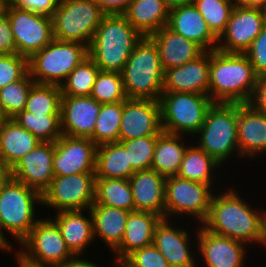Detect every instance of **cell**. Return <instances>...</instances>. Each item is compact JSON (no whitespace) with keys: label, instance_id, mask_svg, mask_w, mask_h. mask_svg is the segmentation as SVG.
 Here are the masks:
<instances>
[{"label":"cell","instance_id":"54","mask_svg":"<svg viewBox=\"0 0 266 267\" xmlns=\"http://www.w3.org/2000/svg\"><path fill=\"white\" fill-rule=\"evenodd\" d=\"M164 2L169 9H172L177 6H182L185 4H192L194 0H164Z\"/></svg>","mask_w":266,"mask_h":267},{"label":"cell","instance_id":"2","mask_svg":"<svg viewBox=\"0 0 266 267\" xmlns=\"http://www.w3.org/2000/svg\"><path fill=\"white\" fill-rule=\"evenodd\" d=\"M209 97L214 103H249L258 80L245 53L210 51Z\"/></svg>","mask_w":266,"mask_h":267},{"label":"cell","instance_id":"35","mask_svg":"<svg viewBox=\"0 0 266 267\" xmlns=\"http://www.w3.org/2000/svg\"><path fill=\"white\" fill-rule=\"evenodd\" d=\"M61 97L60 86L34 83L26 100L24 111L35 115H60Z\"/></svg>","mask_w":266,"mask_h":267},{"label":"cell","instance_id":"14","mask_svg":"<svg viewBox=\"0 0 266 267\" xmlns=\"http://www.w3.org/2000/svg\"><path fill=\"white\" fill-rule=\"evenodd\" d=\"M266 25V11L235 6L216 49L226 53H245Z\"/></svg>","mask_w":266,"mask_h":267},{"label":"cell","instance_id":"13","mask_svg":"<svg viewBox=\"0 0 266 267\" xmlns=\"http://www.w3.org/2000/svg\"><path fill=\"white\" fill-rule=\"evenodd\" d=\"M5 13L9 18L18 55L29 59L54 39L51 16L19 9L13 5L6 6Z\"/></svg>","mask_w":266,"mask_h":267},{"label":"cell","instance_id":"20","mask_svg":"<svg viewBox=\"0 0 266 267\" xmlns=\"http://www.w3.org/2000/svg\"><path fill=\"white\" fill-rule=\"evenodd\" d=\"M100 109L101 103L90 96H62L60 109L62 135L92 140Z\"/></svg>","mask_w":266,"mask_h":267},{"label":"cell","instance_id":"18","mask_svg":"<svg viewBox=\"0 0 266 267\" xmlns=\"http://www.w3.org/2000/svg\"><path fill=\"white\" fill-rule=\"evenodd\" d=\"M172 221L162 218L157 224L154 231V246L166 258L170 267H199V261L195 259L198 257L195 254H198L191 246V241L195 242L192 240L194 236H191L184 226L177 227Z\"/></svg>","mask_w":266,"mask_h":267},{"label":"cell","instance_id":"22","mask_svg":"<svg viewBox=\"0 0 266 267\" xmlns=\"http://www.w3.org/2000/svg\"><path fill=\"white\" fill-rule=\"evenodd\" d=\"M237 140L241 159L254 161L266 155V114L248 103H237Z\"/></svg>","mask_w":266,"mask_h":267},{"label":"cell","instance_id":"3","mask_svg":"<svg viewBox=\"0 0 266 267\" xmlns=\"http://www.w3.org/2000/svg\"><path fill=\"white\" fill-rule=\"evenodd\" d=\"M142 38L124 15H104L88 48V55L100 71L121 73Z\"/></svg>","mask_w":266,"mask_h":267},{"label":"cell","instance_id":"32","mask_svg":"<svg viewBox=\"0 0 266 267\" xmlns=\"http://www.w3.org/2000/svg\"><path fill=\"white\" fill-rule=\"evenodd\" d=\"M134 173L129 162V151L120 142L97 146L95 178L129 179Z\"/></svg>","mask_w":266,"mask_h":267},{"label":"cell","instance_id":"29","mask_svg":"<svg viewBox=\"0 0 266 267\" xmlns=\"http://www.w3.org/2000/svg\"><path fill=\"white\" fill-rule=\"evenodd\" d=\"M41 141L21 127L13 118L0 128V165L12 169L14 165Z\"/></svg>","mask_w":266,"mask_h":267},{"label":"cell","instance_id":"28","mask_svg":"<svg viewBox=\"0 0 266 267\" xmlns=\"http://www.w3.org/2000/svg\"><path fill=\"white\" fill-rule=\"evenodd\" d=\"M94 239H101L110 252H114L123 241L125 225L130 211L105 205H92Z\"/></svg>","mask_w":266,"mask_h":267},{"label":"cell","instance_id":"52","mask_svg":"<svg viewBox=\"0 0 266 267\" xmlns=\"http://www.w3.org/2000/svg\"><path fill=\"white\" fill-rule=\"evenodd\" d=\"M10 178H11V169L3 165H0V192L3 186L8 182Z\"/></svg>","mask_w":266,"mask_h":267},{"label":"cell","instance_id":"19","mask_svg":"<svg viewBox=\"0 0 266 267\" xmlns=\"http://www.w3.org/2000/svg\"><path fill=\"white\" fill-rule=\"evenodd\" d=\"M54 142H41L11 169V178L41 195L49 187L53 173Z\"/></svg>","mask_w":266,"mask_h":267},{"label":"cell","instance_id":"48","mask_svg":"<svg viewBox=\"0 0 266 267\" xmlns=\"http://www.w3.org/2000/svg\"><path fill=\"white\" fill-rule=\"evenodd\" d=\"M256 111L266 114V76L257 80L249 103Z\"/></svg>","mask_w":266,"mask_h":267},{"label":"cell","instance_id":"33","mask_svg":"<svg viewBox=\"0 0 266 267\" xmlns=\"http://www.w3.org/2000/svg\"><path fill=\"white\" fill-rule=\"evenodd\" d=\"M189 141L190 144L184 153L183 160L176 176L182 179L208 184L213 187L217 180L215 179L217 176L215 172L218 171L217 169H220L222 165L212 156L200 149L194 143L195 141L190 139Z\"/></svg>","mask_w":266,"mask_h":267},{"label":"cell","instance_id":"37","mask_svg":"<svg viewBox=\"0 0 266 267\" xmlns=\"http://www.w3.org/2000/svg\"><path fill=\"white\" fill-rule=\"evenodd\" d=\"M123 101L101 104L96 120L92 141L97 145L118 142Z\"/></svg>","mask_w":266,"mask_h":267},{"label":"cell","instance_id":"44","mask_svg":"<svg viewBox=\"0 0 266 267\" xmlns=\"http://www.w3.org/2000/svg\"><path fill=\"white\" fill-rule=\"evenodd\" d=\"M125 259L133 267H170L154 244L134 250Z\"/></svg>","mask_w":266,"mask_h":267},{"label":"cell","instance_id":"40","mask_svg":"<svg viewBox=\"0 0 266 267\" xmlns=\"http://www.w3.org/2000/svg\"><path fill=\"white\" fill-rule=\"evenodd\" d=\"M193 4L201 13L211 32L219 38L225 31L235 7L233 0H194Z\"/></svg>","mask_w":266,"mask_h":267},{"label":"cell","instance_id":"38","mask_svg":"<svg viewBox=\"0 0 266 267\" xmlns=\"http://www.w3.org/2000/svg\"><path fill=\"white\" fill-rule=\"evenodd\" d=\"M13 119L41 142H55L62 136L60 115H35L23 110Z\"/></svg>","mask_w":266,"mask_h":267},{"label":"cell","instance_id":"30","mask_svg":"<svg viewBox=\"0 0 266 267\" xmlns=\"http://www.w3.org/2000/svg\"><path fill=\"white\" fill-rule=\"evenodd\" d=\"M169 10L164 0H132L123 15L143 37H150L168 24Z\"/></svg>","mask_w":266,"mask_h":267},{"label":"cell","instance_id":"23","mask_svg":"<svg viewBox=\"0 0 266 267\" xmlns=\"http://www.w3.org/2000/svg\"><path fill=\"white\" fill-rule=\"evenodd\" d=\"M84 211L87 213L85 214ZM54 215L55 217L52 216L50 219L58 226L70 251L77 258L83 257L87 247L95 241L90 209L65 210L56 212Z\"/></svg>","mask_w":266,"mask_h":267},{"label":"cell","instance_id":"16","mask_svg":"<svg viewBox=\"0 0 266 267\" xmlns=\"http://www.w3.org/2000/svg\"><path fill=\"white\" fill-rule=\"evenodd\" d=\"M96 149L90 138L62 135L54 142V176L95 173Z\"/></svg>","mask_w":266,"mask_h":267},{"label":"cell","instance_id":"7","mask_svg":"<svg viewBox=\"0 0 266 267\" xmlns=\"http://www.w3.org/2000/svg\"><path fill=\"white\" fill-rule=\"evenodd\" d=\"M87 55L85 45L54 38L28 59L29 73L35 83L61 86Z\"/></svg>","mask_w":266,"mask_h":267},{"label":"cell","instance_id":"5","mask_svg":"<svg viewBox=\"0 0 266 267\" xmlns=\"http://www.w3.org/2000/svg\"><path fill=\"white\" fill-rule=\"evenodd\" d=\"M164 72L155 42L150 37H143L121 72L127 98L159 101Z\"/></svg>","mask_w":266,"mask_h":267},{"label":"cell","instance_id":"55","mask_svg":"<svg viewBox=\"0 0 266 267\" xmlns=\"http://www.w3.org/2000/svg\"><path fill=\"white\" fill-rule=\"evenodd\" d=\"M119 267H133L126 259L118 261Z\"/></svg>","mask_w":266,"mask_h":267},{"label":"cell","instance_id":"4","mask_svg":"<svg viewBox=\"0 0 266 267\" xmlns=\"http://www.w3.org/2000/svg\"><path fill=\"white\" fill-rule=\"evenodd\" d=\"M37 204H42L41 194L24 183L10 178L3 186L0 192V242L8 250L15 248L4 232L10 233L11 240L15 239L19 244L39 220L35 216Z\"/></svg>","mask_w":266,"mask_h":267},{"label":"cell","instance_id":"24","mask_svg":"<svg viewBox=\"0 0 266 267\" xmlns=\"http://www.w3.org/2000/svg\"><path fill=\"white\" fill-rule=\"evenodd\" d=\"M167 26L199 45L204 51H212L217 47L218 38L211 32L193 3L170 9Z\"/></svg>","mask_w":266,"mask_h":267},{"label":"cell","instance_id":"26","mask_svg":"<svg viewBox=\"0 0 266 267\" xmlns=\"http://www.w3.org/2000/svg\"><path fill=\"white\" fill-rule=\"evenodd\" d=\"M150 38L157 46L164 71L191 62L205 52L199 45L174 32L167 25Z\"/></svg>","mask_w":266,"mask_h":267},{"label":"cell","instance_id":"1","mask_svg":"<svg viewBox=\"0 0 266 267\" xmlns=\"http://www.w3.org/2000/svg\"><path fill=\"white\" fill-rule=\"evenodd\" d=\"M234 188H220V194L215 190L208 216L201 225L212 233L266 248V209L254 208Z\"/></svg>","mask_w":266,"mask_h":267},{"label":"cell","instance_id":"27","mask_svg":"<svg viewBox=\"0 0 266 267\" xmlns=\"http://www.w3.org/2000/svg\"><path fill=\"white\" fill-rule=\"evenodd\" d=\"M162 217L153 212L131 211L120 246L112 253L116 261L125 259L134 250L153 244L154 231Z\"/></svg>","mask_w":266,"mask_h":267},{"label":"cell","instance_id":"42","mask_svg":"<svg viewBox=\"0 0 266 267\" xmlns=\"http://www.w3.org/2000/svg\"><path fill=\"white\" fill-rule=\"evenodd\" d=\"M158 135H150L120 143L129 151V162L135 172L151 169Z\"/></svg>","mask_w":266,"mask_h":267},{"label":"cell","instance_id":"58","mask_svg":"<svg viewBox=\"0 0 266 267\" xmlns=\"http://www.w3.org/2000/svg\"><path fill=\"white\" fill-rule=\"evenodd\" d=\"M5 13V6L0 2V16Z\"/></svg>","mask_w":266,"mask_h":267},{"label":"cell","instance_id":"39","mask_svg":"<svg viewBox=\"0 0 266 267\" xmlns=\"http://www.w3.org/2000/svg\"><path fill=\"white\" fill-rule=\"evenodd\" d=\"M34 83L28 71L20 80L0 89V109L8 119L25 109L26 100Z\"/></svg>","mask_w":266,"mask_h":267},{"label":"cell","instance_id":"47","mask_svg":"<svg viewBox=\"0 0 266 267\" xmlns=\"http://www.w3.org/2000/svg\"><path fill=\"white\" fill-rule=\"evenodd\" d=\"M16 53L15 41L6 13L0 16V55Z\"/></svg>","mask_w":266,"mask_h":267},{"label":"cell","instance_id":"11","mask_svg":"<svg viewBox=\"0 0 266 267\" xmlns=\"http://www.w3.org/2000/svg\"><path fill=\"white\" fill-rule=\"evenodd\" d=\"M214 187L178 176L165 179V218L194 217L201 224L209 213ZM184 215V216H183ZM191 215V216H190ZM171 216V217H170Z\"/></svg>","mask_w":266,"mask_h":267},{"label":"cell","instance_id":"50","mask_svg":"<svg viewBox=\"0 0 266 267\" xmlns=\"http://www.w3.org/2000/svg\"><path fill=\"white\" fill-rule=\"evenodd\" d=\"M114 261V262H113ZM112 263V267H119L118 261H116L113 258ZM64 267H100V265L94 263V260H89L88 258L86 259V257L83 259L81 258H76L74 261L69 262L66 266ZM102 267V265H101Z\"/></svg>","mask_w":266,"mask_h":267},{"label":"cell","instance_id":"59","mask_svg":"<svg viewBox=\"0 0 266 267\" xmlns=\"http://www.w3.org/2000/svg\"><path fill=\"white\" fill-rule=\"evenodd\" d=\"M0 250L3 252V250H4V252L6 251V252H9V250L0 242Z\"/></svg>","mask_w":266,"mask_h":267},{"label":"cell","instance_id":"9","mask_svg":"<svg viewBox=\"0 0 266 267\" xmlns=\"http://www.w3.org/2000/svg\"><path fill=\"white\" fill-rule=\"evenodd\" d=\"M105 14L92 0H59L53 19V37L89 48Z\"/></svg>","mask_w":266,"mask_h":267},{"label":"cell","instance_id":"45","mask_svg":"<svg viewBox=\"0 0 266 267\" xmlns=\"http://www.w3.org/2000/svg\"><path fill=\"white\" fill-rule=\"evenodd\" d=\"M258 78L266 76V25L245 52Z\"/></svg>","mask_w":266,"mask_h":267},{"label":"cell","instance_id":"53","mask_svg":"<svg viewBox=\"0 0 266 267\" xmlns=\"http://www.w3.org/2000/svg\"><path fill=\"white\" fill-rule=\"evenodd\" d=\"M14 252L16 263L18 264L17 267H53V266H41V265H35L30 262H27L26 260L22 259L14 250H9L10 253Z\"/></svg>","mask_w":266,"mask_h":267},{"label":"cell","instance_id":"34","mask_svg":"<svg viewBox=\"0 0 266 267\" xmlns=\"http://www.w3.org/2000/svg\"><path fill=\"white\" fill-rule=\"evenodd\" d=\"M93 205H105L135 211L132 188L128 179L95 178Z\"/></svg>","mask_w":266,"mask_h":267},{"label":"cell","instance_id":"43","mask_svg":"<svg viewBox=\"0 0 266 267\" xmlns=\"http://www.w3.org/2000/svg\"><path fill=\"white\" fill-rule=\"evenodd\" d=\"M28 71L27 57L17 53L0 55V89L20 80Z\"/></svg>","mask_w":266,"mask_h":267},{"label":"cell","instance_id":"25","mask_svg":"<svg viewBox=\"0 0 266 267\" xmlns=\"http://www.w3.org/2000/svg\"><path fill=\"white\" fill-rule=\"evenodd\" d=\"M165 179L152 169L137 171L128 179L136 211L153 212L165 218Z\"/></svg>","mask_w":266,"mask_h":267},{"label":"cell","instance_id":"51","mask_svg":"<svg viewBox=\"0 0 266 267\" xmlns=\"http://www.w3.org/2000/svg\"><path fill=\"white\" fill-rule=\"evenodd\" d=\"M235 6H245L266 11V0H233Z\"/></svg>","mask_w":266,"mask_h":267},{"label":"cell","instance_id":"46","mask_svg":"<svg viewBox=\"0 0 266 267\" xmlns=\"http://www.w3.org/2000/svg\"><path fill=\"white\" fill-rule=\"evenodd\" d=\"M58 2L59 0H15L13 6L52 17Z\"/></svg>","mask_w":266,"mask_h":267},{"label":"cell","instance_id":"31","mask_svg":"<svg viewBox=\"0 0 266 267\" xmlns=\"http://www.w3.org/2000/svg\"><path fill=\"white\" fill-rule=\"evenodd\" d=\"M188 144L186 135L162 131L158 134L151 169L165 177L176 176Z\"/></svg>","mask_w":266,"mask_h":267},{"label":"cell","instance_id":"36","mask_svg":"<svg viewBox=\"0 0 266 267\" xmlns=\"http://www.w3.org/2000/svg\"><path fill=\"white\" fill-rule=\"evenodd\" d=\"M100 69L87 55L61 84L62 96H90Z\"/></svg>","mask_w":266,"mask_h":267},{"label":"cell","instance_id":"17","mask_svg":"<svg viewBox=\"0 0 266 267\" xmlns=\"http://www.w3.org/2000/svg\"><path fill=\"white\" fill-rule=\"evenodd\" d=\"M162 131L159 101L131 98L123 101L118 142L158 135Z\"/></svg>","mask_w":266,"mask_h":267},{"label":"cell","instance_id":"8","mask_svg":"<svg viewBox=\"0 0 266 267\" xmlns=\"http://www.w3.org/2000/svg\"><path fill=\"white\" fill-rule=\"evenodd\" d=\"M164 132L193 137L205 121L214 103L208 95L195 93H162L159 99Z\"/></svg>","mask_w":266,"mask_h":267},{"label":"cell","instance_id":"21","mask_svg":"<svg viewBox=\"0 0 266 267\" xmlns=\"http://www.w3.org/2000/svg\"><path fill=\"white\" fill-rule=\"evenodd\" d=\"M210 51L184 65L164 72L163 93H195L209 96Z\"/></svg>","mask_w":266,"mask_h":267},{"label":"cell","instance_id":"49","mask_svg":"<svg viewBox=\"0 0 266 267\" xmlns=\"http://www.w3.org/2000/svg\"><path fill=\"white\" fill-rule=\"evenodd\" d=\"M105 15H123L130 7L132 0H92Z\"/></svg>","mask_w":266,"mask_h":267},{"label":"cell","instance_id":"10","mask_svg":"<svg viewBox=\"0 0 266 267\" xmlns=\"http://www.w3.org/2000/svg\"><path fill=\"white\" fill-rule=\"evenodd\" d=\"M19 245L15 252L35 265L64 267L77 258L50 217L40 218Z\"/></svg>","mask_w":266,"mask_h":267},{"label":"cell","instance_id":"56","mask_svg":"<svg viewBox=\"0 0 266 267\" xmlns=\"http://www.w3.org/2000/svg\"><path fill=\"white\" fill-rule=\"evenodd\" d=\"M8 118L4 115L3 111L0 109V128L1 126L4 124V122L7 120Z\"/></svg>","mask_w":266,"mask_h":267},{"label":"cell","instance_id":"41","mask_svg":"<svg viewBox=\"0 0 266 267\" xmlns=\"http://www.w3.org/2000/svg\"><path fill=\"white\" fill-rule=\"evenodd\" d=\"M90 97L101 104L125 101L127 96L121 73L99 71Z\"/></svg>","mask_w":266,"mask_h":267},{"label":"cell","instance_id":"15","mask_svg":"<svg viewBox=\"0 0 266 267\" xmlns=\"http://www.w3.org/2000/svg\"><path fill=\"white\" fill-rule=\"evenodd\" d=\"M195 228L196 243L193 247L203 258L205 267H244L248 250L247 245L232 238L210 232L201 224Z\"/></svg>","mask_w":266,"mask_h":267},{"label":"cell","instance_id":"57","mask_svg":"<svg viewBox=\"0 0 266 267\" xmlns=\"http://www.w3.org/2000/svg\"><path fill=\"white\" fill-rule=\"evenodd\" d=\"M0 2L6 7V6L13 5L15 0H0Z\"/></svg>","mask_w":266,"mask_h":267},{"label":"cell","instance_id":"12","mask_svg":"<svg viewBox=\"0 0 266 267\" xmlns=\"http://www.w3.org/2000/svg\"><path fill=\"white\" fill-rule=\"evenodd\" d=\"M41 197V205L54 209V213L90 209L95 201V173L54 176Z\"/></svg>","mask_w":266,"mask_h":267},{"label":"cell","instance_id":"6","mask_svg":"<svg viewBox=\"0 0 266 267\" xmlns=\"http://www.w3.org/2000/svg\"><path fill=\"white\" fill-rule=\"evenodd\" d=\"M193 137L198 138L195 144L222 166L234 154L239 159L237 103H213L203 125Z\"/></svg>","mask_w":266,"mask_h":267}]
</instances>
